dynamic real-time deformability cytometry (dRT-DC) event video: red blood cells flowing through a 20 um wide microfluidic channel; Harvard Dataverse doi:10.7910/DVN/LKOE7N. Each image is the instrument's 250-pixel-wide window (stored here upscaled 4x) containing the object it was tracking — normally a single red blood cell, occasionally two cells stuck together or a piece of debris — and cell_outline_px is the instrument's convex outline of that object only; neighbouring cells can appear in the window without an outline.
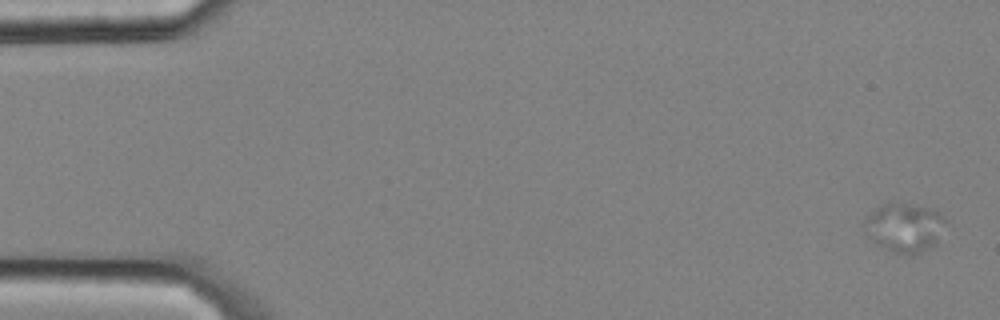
{"species": "common noctule bat (a hibernating species)", "species_latin": "Nyctalus noctula", "temperature_condition": "cold", "stored_images_in_passage": 5, "camera_frame_rate_fps": 3000, "um_per_image_px": 0.085, "animal": {"sex": "male", "body_mass_g": 20.4}, "frame": {"image": 1, "passage_image": 1, "time_ms": 0.0, "image_size_px": [1000, 320], "cell_outline_px": [[948, 220], [936, 244], [920, 252], [908, 256], [892, 252], [876, 244], [864, 232], [864, 220], [880, 204], [908, 204], [940, 212]], "centroid_in_image_um": [76.89, 19.37], "position_along_channel_um": 8.1, "area_um2": 23.12}}
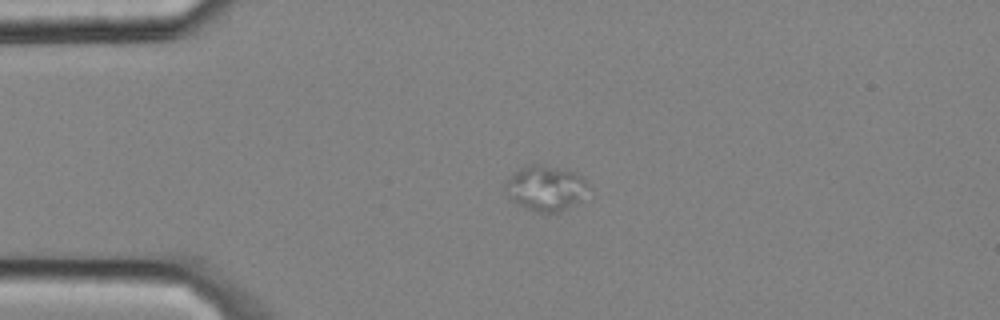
{"frame": {"image": 2, "passage_image": 4, "time_ms": 1.0, "image_size_px": [1000, 320], "cell_outline_px": [[588, 184], [576, 200], [572, 204], [560, 212], [536, 212], [524, 208], [512, 200], [504, 192], [504, 184], [524, 164], [536, 164], [564, 168], [576, 172]], "centroid_in_image_um": [46.29, 15.97], "position_along_channel_um": 38.7, "area_um2": 21.39}}